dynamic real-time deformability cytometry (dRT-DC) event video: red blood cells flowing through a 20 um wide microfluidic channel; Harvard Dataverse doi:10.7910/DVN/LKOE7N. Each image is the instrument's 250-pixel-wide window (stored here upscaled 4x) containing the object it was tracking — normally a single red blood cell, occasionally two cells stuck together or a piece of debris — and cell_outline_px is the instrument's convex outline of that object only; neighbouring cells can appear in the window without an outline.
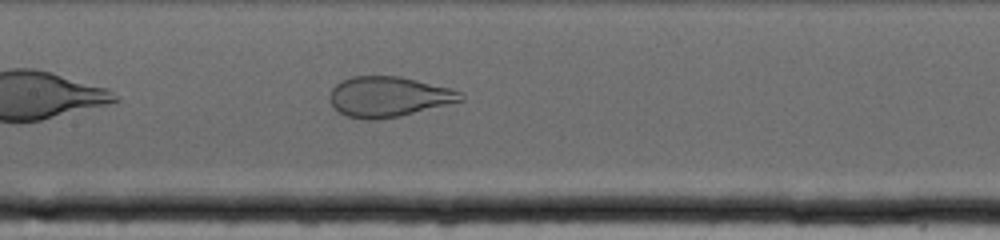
{"species": "human", "species_latin": "Homo sapiens", "temperature_condition": "cold", "stored_images_in_passage": 47, "camera_frame_rate_fps": 3000, "um_per_image_px": 0.085, "donor": {"sex": "female"}, "frame": {"image": 1, "passage_image": 11, "time_ms": 3.333, "image_size_px": [1000, 240], "cell_outline_px": [[464, 100], [400, 116], [376, 120], [364, 120], [344, 116], [328, 100], [328, 96], [332, 88], [336, 84], [352, 76], [400, 76], [452, 88], [464, 92]], "centroid_in_image_um": [33.03, 8.22], "position_along_channel_um": 174.4, "area_um2": 30.98}}
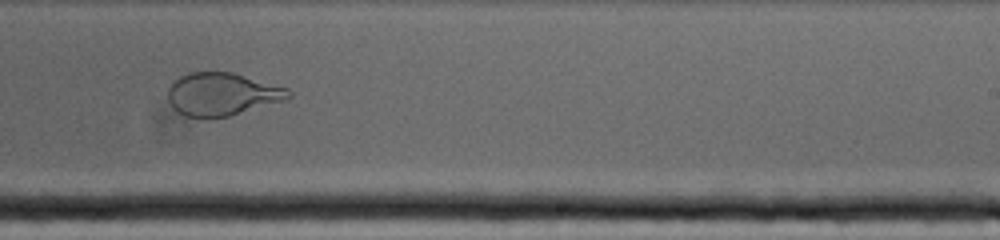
{"frame": {"image": 2, "passage_image": 21, "time_ms": 6.667, "image_size_px": [1000, 240], "cell_outline_px": [[292, 96], [288, 100], [228, 116], [208, 120], [204, 120], [184, 116], [172, 108], [168, 100], [168, 88], [172, 80], [188, 72], [232, 72], [288, 88], [292, 92]], "centroid_in_image_um": [18.85, 8.03], "position_along_channel_um": 270.1, "area_um2": 30.87}}
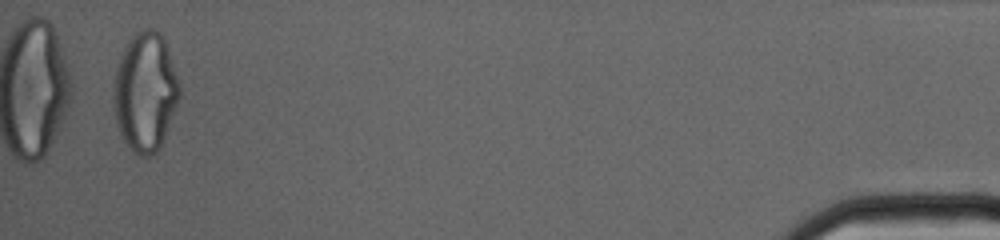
{"frame": {"image": 3, "passage_image": 45, "time_ms": 14.667, "image_size_px": [1000, 240], "cell_outline_px": [[180, 96], [168, 128], [160, 148], [152, 156], [140, 156], [132, 152], [120, 136], [116, 124], [112, 88], [116, 64], [128, 40], [136, 32], [144, 28], [152, 28], [160, 32], [164, 36], [180, 84]], "centroid_in_image_um": [12.33, 7.81], "position_along_channel_um": 422.9, "area_um2": 46.41}}